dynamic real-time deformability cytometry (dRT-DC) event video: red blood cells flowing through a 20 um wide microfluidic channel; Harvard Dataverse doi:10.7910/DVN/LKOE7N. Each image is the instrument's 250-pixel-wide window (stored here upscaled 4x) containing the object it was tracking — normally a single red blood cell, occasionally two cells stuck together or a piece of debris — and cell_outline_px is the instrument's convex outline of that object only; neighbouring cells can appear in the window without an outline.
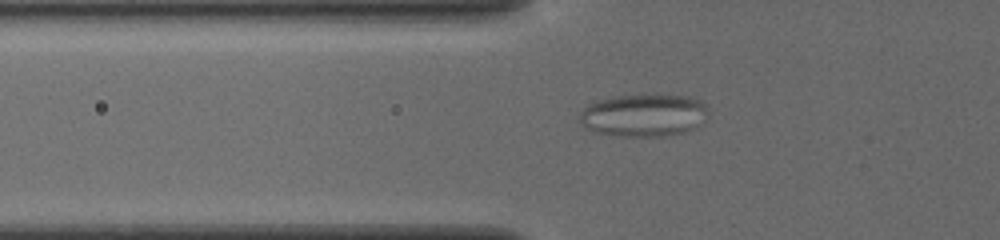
{"species": "common noctule bat (a hibernating species)", "species_latin": "Nyctalus noctula", "temperature_condition": "cold", "stored_images_in_passage": 41, "camera_frame_rate_fps": 3000, "um_per_image_px": 0.085, "animal": {"sex": "female", "body_mass_g": 19.5, "forearm_length_mm": 54.1}, "frame": {"image": 1, "passage_image": 5, "time_ms": 1.333, "image_size_px": [1000, 240], "cell_outline_px": [[704, 108], [696, 124], [692, 128], [684, 132], [664, 136], [612, 136], [596, 132], [588, 128], [580, 120], [580, 116], [584, 108], [588, 104], [596, 100], [616, 96], [656, 92], [684, 96], [696, 100], [704, 104]], "centroid_in_image_um": [54.6, 9.76], "position_along_channel_um": 71.2, "area_um2": 31.56}}
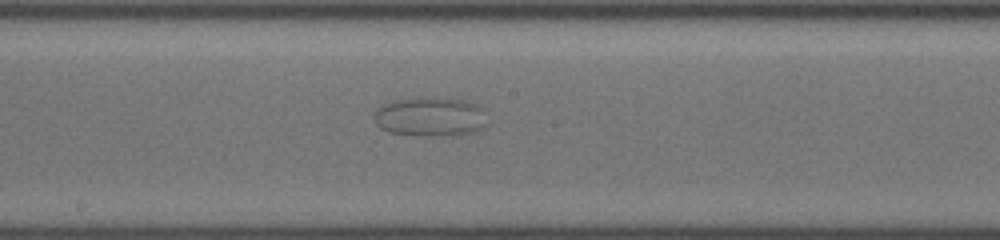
{"frame": {"image": 2, "passage_image": 17, "time_ms": 5.333, "image_size_px": [1000, 240], "cell_outline_px": [[480, 128], [476, 132], [460, 136], [424, 136], [388, 132], [380, 128], [376, 124], [376, 112], [384, 104], [396, 100], [416, 96], [460, 100], [472, 104], [476, 108]], "centroid_in_image_um": [36.42, 9.95], "position_along_channel_um": 211.8, "area_um2": 24.91}}
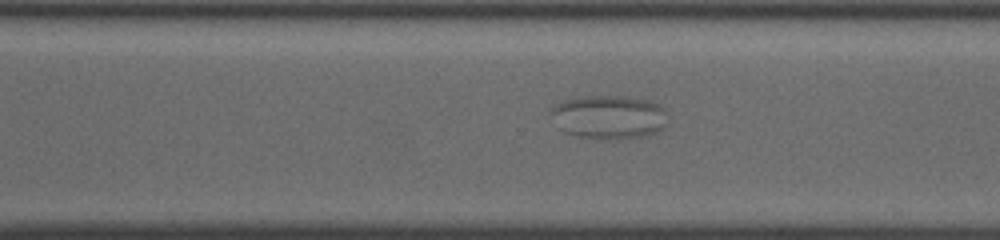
{"frame": {"image": 3, "passage_image": 26, "time_ms": 8.333, "image_size_px": [1000, 240], "cell_outline_px": [[664, 128], [656, 132], [644, 136], [624, 140], [600, 140], [576, 136], [564, 132], [560, 128], [552, 112], [552, 108], [556, 104], [564, 100], [580, 96], [620, 96], [644, 100], [656, 104], [660, 108], [664, 124]], "centroid_in_image_um": [51.7, 9.98], "position_along_channel_um": 318.9, "area_um2": 29.3}}